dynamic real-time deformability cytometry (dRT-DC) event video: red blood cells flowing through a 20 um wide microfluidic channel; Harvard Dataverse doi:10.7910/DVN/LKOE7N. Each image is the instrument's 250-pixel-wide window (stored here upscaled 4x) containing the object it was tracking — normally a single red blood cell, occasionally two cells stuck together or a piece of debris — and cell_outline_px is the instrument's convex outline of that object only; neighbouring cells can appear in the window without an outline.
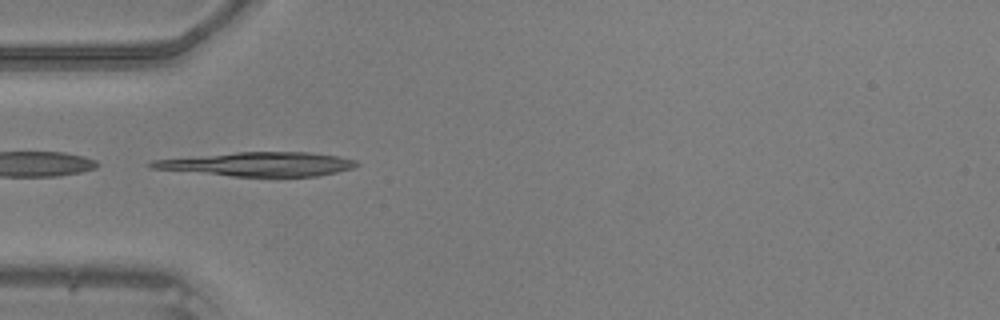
{"species": "common noctule bat (a hibernating species)", "species_latin": "Nyctalus noctula", "temperature_condition": "warm", "stored_images_in_passage": 30, "camera_frame_rate_fps": 3000, "um_per_image_px": 0.085, "animal": {"sex": "male", "body_mass_g": 20.5, "forearm_length_mm": 52.5}, "frame": {"image": 1, "passage_image": 1, "time_ms": 0.0, "image_size_px": [1000, 320], "cell_outline_px": [[360, 164], [352, 168], [336, 172], [316, 176], [232, 176], [148, 168], [144, 164], [152, 160], [236, 152], [308, 152], [336, 156], [356, 160]], "centroid_in_image_um": [21.89, 13.95], "position_along_channel_um": 63.1, "area_um2": 28.61}}
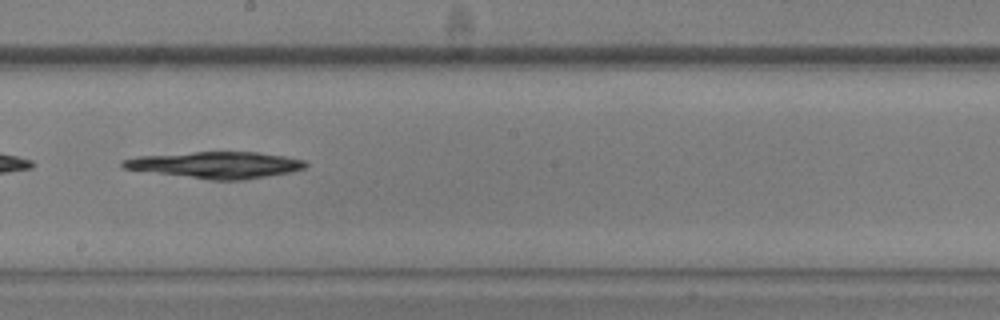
{"frame": {"image": 2, "passage_image": 13, "time_ms": 4.0, "image_size_px": [1000, 320], "cell_outline_px": [[308, 164], [304, 168], [292, 172], [244, 180], [212, 180], [124, 168], [120, 164], [120, 160], [136, 156], [192, 152], [256, 152], [284, 156], [304, 160]], "centroid_in_image_um": [18.37, 14.01], "position_along_channel_um": 229.8, "area_um2": 28.09}}
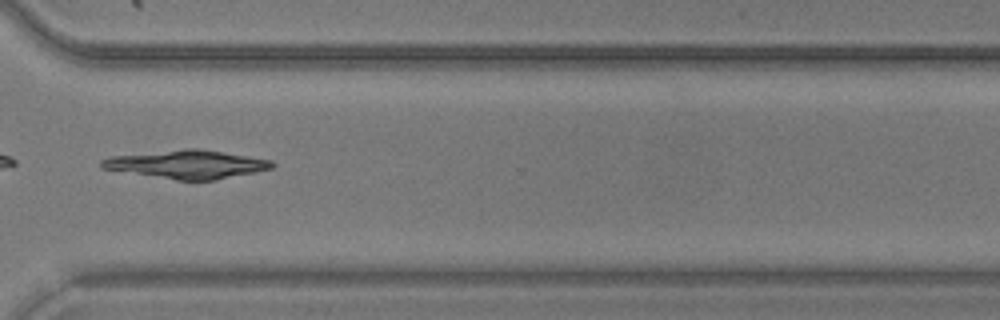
{"frame": {"image": 3, "passage_image": 22, "time_ms": 7.0, "image_size_px": [1000, 320], "cell_outline_px": [[276, 164], [272, 168], [256, 172], [212, 180], [176, 180], [100, 168], [100, 160], [112, 156], [184, 148], [196, 148], [272, 160]], "centroid_in_image_um": [15.88, 13.96], "position_along_channel_um": 354.7, "area_um2": 27.92}}